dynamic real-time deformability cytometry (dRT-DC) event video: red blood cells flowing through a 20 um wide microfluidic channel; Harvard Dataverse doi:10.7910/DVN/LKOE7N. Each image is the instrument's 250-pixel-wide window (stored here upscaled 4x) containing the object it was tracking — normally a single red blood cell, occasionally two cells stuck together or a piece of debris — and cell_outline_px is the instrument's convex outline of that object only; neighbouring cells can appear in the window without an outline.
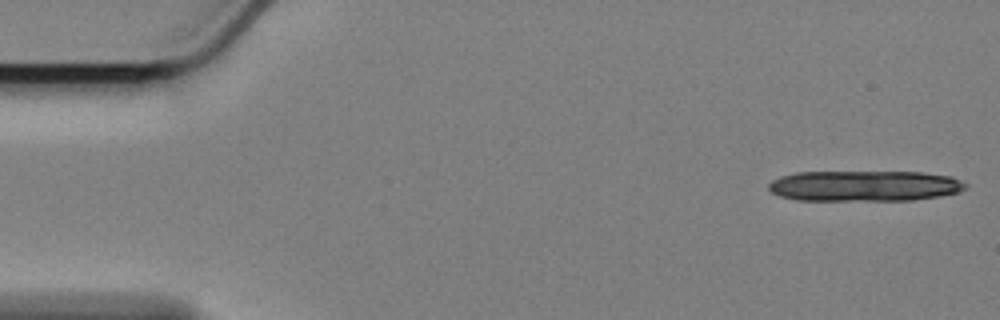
{"species": "Egyptian fruit bat (a non-hibernating species)", "species_latin": "Rousettus aegyptiacus", "temperature_condition": "cold", "stored_images_in_passage": 15, "camera_frame_rate_fps": 3000, "um_per_image_px": 0.085, "animal": {"sex": "female"}, "frame": {"image": 1, "passage_image": 1, "time_ms": 0.0, "image_size_px": [1000, 320], "cell_outline_px": [[968, 188], [956, 192], [940, 196], [912, 200], [796, 200], [780, 196], [772, 192], [768, 188], [768, 184], [772, 180], [780, 176], [796, 172], [924, 172], [952, 176], [968, 184]], "centroid_in_image_um": [73.49, 15.79], "position_along_channel_um": 11.5, "area_um2": 35.43}}